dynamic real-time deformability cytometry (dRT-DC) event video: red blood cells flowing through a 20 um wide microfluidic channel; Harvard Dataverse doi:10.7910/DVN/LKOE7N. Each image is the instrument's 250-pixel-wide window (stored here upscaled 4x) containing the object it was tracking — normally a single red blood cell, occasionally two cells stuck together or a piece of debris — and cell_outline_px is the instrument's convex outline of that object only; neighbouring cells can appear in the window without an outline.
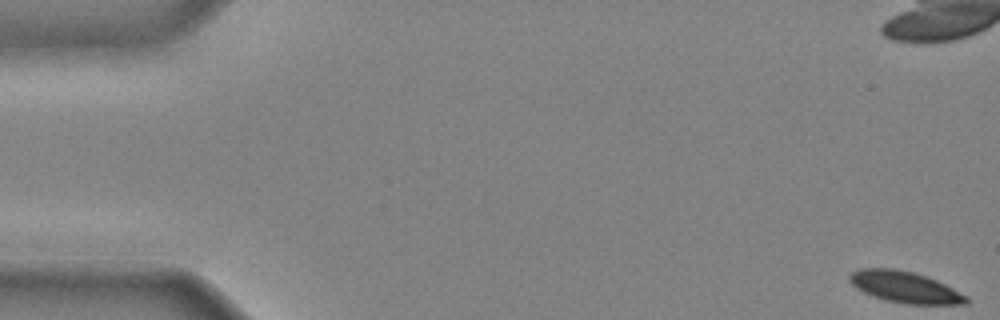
{"species": "common noctule bat (a hibernating species)", "species_latin": "Nyctalus noctula", "temperature_condition": "cold", "stored_images_in_passage": 43, "camera_frame_rate_fps": 3000, "um_per_image_px": 0.085, "animal": {"sex": "male", "body_mass_g": 20.4}, "frame": {"image": 1, "passage_image": 1, "time_ms": 0.0, "image_size_px": [1000, 320], "cell_outline_px": [[968, 304], [904, 304], [884, 300], [864, 292], [856, 288], [848, 280], [848, 276], [852, 272], [860, 268], [892, 268], [912, 272], [936, 280], [968, 296]], "centroid_in_image_um": [76.9, 24.41], "position_along_channel_um": 8.1, "area_um2": 21.21}}
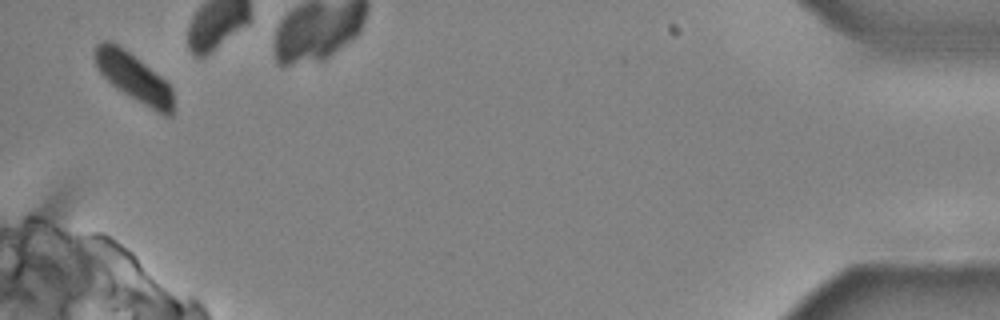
{"frame": {"image": 2, "passage_image": 43, "time_ms": 14.0, "image_size_px": [1000, 320], "cell_outline_px": [[172, 116], [164, 116], [156, 112], [116, 88], [100, 72], [96, 64], [96, 44], [104, 40], [108, 40], [124, 48], [160, 76], [172, 88]], "centroid_in_image_um": [11.38, 6.59], "position_along_channel_um": 423.8, "area_um2": 21.5}}